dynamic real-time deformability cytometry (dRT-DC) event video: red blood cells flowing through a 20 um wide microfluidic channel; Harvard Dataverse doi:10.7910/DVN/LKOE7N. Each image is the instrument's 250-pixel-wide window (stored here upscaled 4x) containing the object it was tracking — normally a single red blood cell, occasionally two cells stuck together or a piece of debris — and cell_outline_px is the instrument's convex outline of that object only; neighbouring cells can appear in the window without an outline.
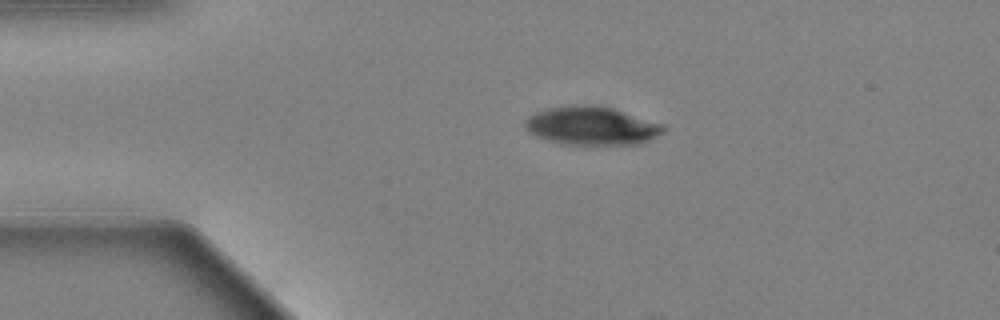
{"species": "Egyptian fruit bat (a non-hibernating species)", "species_latin": "Rousettus aegyptiacus", "temperature_condition": "warm", "stored_images_in_passage": 6, "camera_frame_rate_fps": 3000, "um_per_image_px": 0.085, "animal": {"sex": "female"}, "frame": {"image": 1, "passage_image": 1, "time_ms": 0.0, "image_size_px": [1000, 320], "cell_outline_px": [[668, 128], [664, 132], [640, 144], [568, 144], [548, 140], [528, 132], [524, 124], [524, 120], [528, 116], [536, 112], [548, 108], [572, 104], [576, 104], [612, 108], [664, 124]], "centroid_in_image_um": [50.3, 10.69], "position_along_channel_um": 34.7, "area_um2": 30.75}}